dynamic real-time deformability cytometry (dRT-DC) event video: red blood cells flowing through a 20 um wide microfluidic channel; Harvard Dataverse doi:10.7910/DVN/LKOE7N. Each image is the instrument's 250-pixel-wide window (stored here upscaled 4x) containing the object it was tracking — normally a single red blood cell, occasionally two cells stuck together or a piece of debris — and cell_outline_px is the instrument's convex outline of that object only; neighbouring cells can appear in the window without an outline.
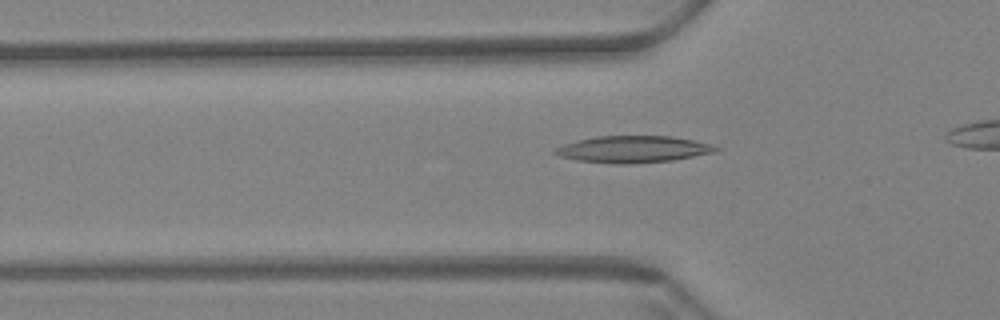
{"species": "Egyptian fruit bat (a non-hibernating species)", "species_latin": "Rousettus aegyptiacus", "temperature_condition": "warm", "stored_images_in_passage": 40, "camera_frame_rate_fps": 3000, "um_per_image_px": 0.085, "animal": {"sex": "female"}, "frame": {"image": 1, "passage_image": 11, "time_ms": 3.333, "image_size_px": [1000, 320], "cell_outline_px": [[720, 148], [712, 152], [672, 160], [628, 164], [612, 164], [576, 160], [560, 156], [552, 152], [556, 148], [564, 144], [596, 136], [672, 136], [712, 144]], "centroid_in_image_um": [53.78, 12.69], "position_along_channel_um": 72.0, "area_um2": 24.8}}
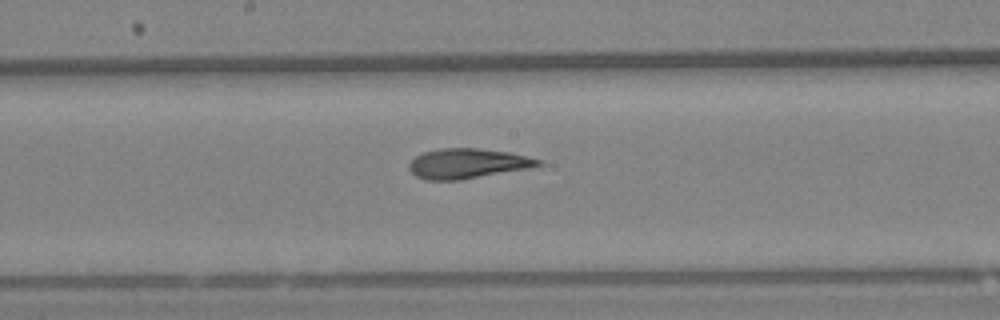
{"frame": {"image": 2, "passage_image": 23, "time_ms": 7.333, "image_size_px": [1000, 320], "cell_outline_px": [[544, 164], [532, 168], [460, 180], [424, 180], [416, 176], [408, 168], [408, 164], [416, 156], [424, 152], [440, 148], [476, 148], [508, 152], [544, 160]], "centroid_in_image_um": [39.77, 13.9], "position_along_channel_um": 208.4, "area_um2": 22.72}}
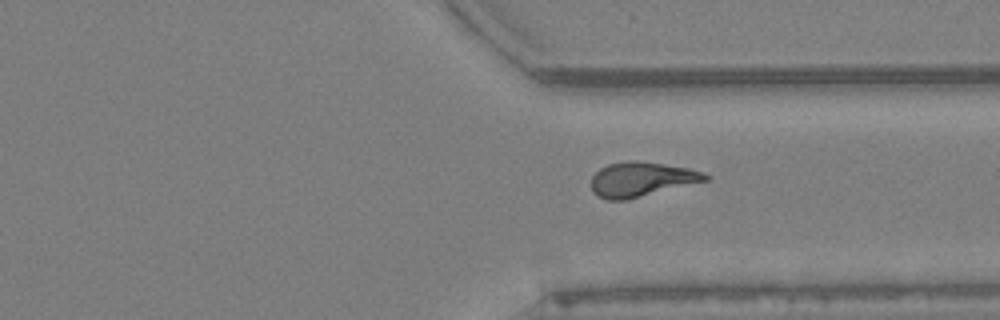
{"frame": {"image": 3, "passage_image": 36, "time_ms": 11.667, "image_size_px": [1000, 320], "cell_outline_px": [[712, 176], [708, 180], [624, 200], [608, 200], [600, 196], [592, 188], [592, 176], [600, 168], [608, 164], [628, 160], [636, 160], [664, 164], [688, 168], [704, 172]], "centroid_in_image_um": [54.55, 15.22], "position_along_channel_um": 356.9, "area_um2": 22.66}}